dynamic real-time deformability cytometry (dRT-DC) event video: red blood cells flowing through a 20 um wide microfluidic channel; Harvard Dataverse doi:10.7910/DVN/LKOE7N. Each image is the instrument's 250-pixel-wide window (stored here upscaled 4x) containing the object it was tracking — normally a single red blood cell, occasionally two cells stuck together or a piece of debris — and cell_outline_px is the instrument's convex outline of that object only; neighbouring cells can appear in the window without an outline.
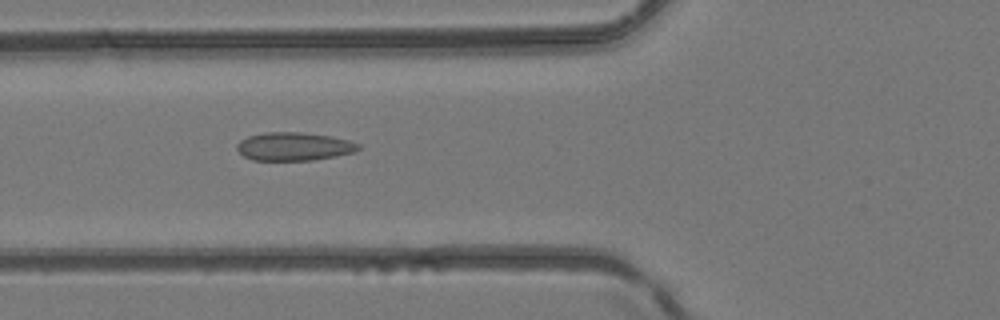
{"species": "common noctule bat (a hibernating species)", "species_latin": "Nyctalus noctula", "temperature_condition": "room temperature", "stored_images_in_passage": 6, "camera_frame_rate_fps": 3000, "um_per_image_px": 0.085, "animal": {"sex": "female", "body_mass_g": 24.6, "forearm_length_mm": 56.2}, "frame": {"image": 1, "passage_image": 6, "time_ms": 1.667, "image_size_px": [1000, 320], "cell_outline_px": [[360, 148], [356, 152], [336, 156], [312, 160], [252, 160], [244, 156], [236, 148], [236, 144], [240, 140], [248, 136], [264, 132], [300, 132], [328, 136], [348, 140], [360, 144]], "centroid_in_image_um": [24.97, 12.45], "position_along_channel_um": 100.8, "area_um2": 20.0}}